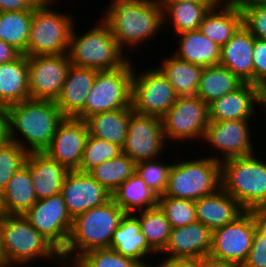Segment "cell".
Instances as JSON below:
<instances>
[{
	"label": "cell",
	"instance_id": "obj_1",
	"mask_svg": "<svg viewBox=\"0 0 266 267\" xmlns=\"http://www.w3.org/2000/svg\"><path fill=\"white\" fill-rule=\"evenodd\" d=\"M101 19L109 26L125 52L137 48L163 33V8L160 0H109ZM137 46V47H136Z\"/></svg>",
	"mask_w": 266,
	"mask_h": 267
},
{
	"label": "cell",
	"instance_id": "obj_2",
	"mask_svg": "<svg viewBox=\"0 0 266 267\" xmlns=\"http://www.w3.org/2000/svg\"><path fill=\"white\" fill-rule=\"evenodd\" d=\"M7 113L9 140L27 153L44 152L65 118L55 101L50 100L28 99L8 106Z\"/></svg>",
	"mask_w": 266,
	"mask_h": 267
},
{
	"label": "cell",
	"instance_id": "obj_3",
	"mask_svg": "<svg viewBox=\"0 0 266 267\" xmlns=\"http://www.w3.org/2000/svg\"><path fill=\"white\" fill-rule=\"evenodd\" d=\"M124 215L123 209L111 198L103 205L75 216L67 244L61 252L62 267L69 263L71 266L88 251L110 248L113 233Z\"/></svg>",
	"mask_w": 266,
	"mask_h": 267
},
{
	"label": "cell",
	"instance_id": "obj_4",
	"mask_svg": "<svg viewBox=\"0 0 266 267\" xmlns=\"http://www.w3.org/2000/svg\"><path fill=\"white\" fill-rule=\"evenodd\" d=\"M75 28L67 51L71 65L102 71L124 66L131 59L130 56H124L125 52L101 18L81 35Z\"/></svg>",
	"mask_w": 266,
	"mask_h": 267
},
{
	"label": "cell",
	"instance_id": "obj_5",
	"mask_svg": "<svg viewBox=\"0 0 266 267\" xmlns=\"http://www.w3.org/2000/svg\"><path fill=\"white\" fill-rule=\"evenodd\" d=\"M2 246L5 260L15 267L31 266V262L39 258L63 264L61 252L23 214L2 217Z\"/></svg>",
	"mask_w": 266,
	"mask_h": 267
},
{
	"label": "cell",
	"instance_id": "obj_6",
	"mask_svg": "<svg viewBox=\"0 0 266 267\" xmlns=\"http://www.w3.org/2000/svg\"><path fill=\"white\" fill-rule=\"evenodd\" d=\"M221 187L245 210L266 206V161L255 153L224 160Z\"/></svg>",
	"mask_w": 266,
	"mask_h": 267
},
{
	"label": "cell",
	"instance_id": "obj_7",
	"mask_svg": "<svg viewBox=\"0 0 266 267\" xmlns=\"http://www.w3.org/2000/svg\"><path fill=\"white\" fill-rule=\"evenodd\" d=\"M196 159L172 164L164 196L195 201L221 187V162L209 156Z\"/></svg>",
	"mask_w": 266,
	"mask_h": 267
},
{
	"label": "cell",
	"instance_id": "obj_8",
	"mask_svg": "<svg viewBox=\"0 0 266 267\" xmlns=\"http://www.w3.org/2000/svg\"><path fill=\"white\" fill-rule=\"evenodd\" d=\"M133 67L130 59L119 68L97 71L85 106L74 118L86 120L97 113L131 106Z\"/></svg>",
	"mask_w": 266,
	"mask_h": 267
},
{
	"label": "cell",
	"instance_id": "obj_9",
	"mask_svg": "<svg viewBox=\"0 0 266 267\" xmlns=\"http://www.w3.org/2000/svg\"><path fill=\"white\" fill-rule=\"evenodd\" d=\"M52 6H37L33 10L27 56L67 53L75 17L53 10ZM73 17V18H72Z\"/></svg>",
	"mask_w": 266,
	"mask_h": 267
},
{
	"label": "cell",
	"instance_id": "obj_10",
	"mask_svg": "<svg viewBox=\"0 0 266 267\" xmlns=\"http://www.w3.org/2000/svg\"><path fill=\"white\" fill-rule=\"evenodd\" d=\"M161 120L167 143L172 141L176 145L191 139L201 142L209 123L208 104L198 96H178Z\"/></svg>",
	"mask_w": 266,
	"mask_h": 267
},
{
	"label": "cell",
	"instance_id": "obj_11",
	"mask_svg": "<svg viewBox=\"0 0 266 267\" xmlns=\"http://www.w3.org/2000/svg\"><path fill=\"white\" fill-rule=\"evenodd\" d=\"M132 76L131 105L143 115L162 117L176 102L178 95L159 68L135 71Z\"/></svg>",
	"mask_w": 266,
	"mask_h": 267
},
{
	"label": "cell",
	"instance_id": "obj_12",
	"mask_svg": "<svg viewBox=\"0 0 266 267\" xmlns=\"http://www.w3.org/2000/svg\"><path fill=\"white\" fill-rule=\"evenodd\" d=\"M252 120H209L205 129L203 142L214 151H220V155H210L216 161L223 162L231 158H238L252 155L255 152L252 143V129L249 123ZM221 156V157H220Z\"/></svg>",
	"mask_w": 266,
	"mask_h": 267
},
{
	"label": "cell",
	"instance_id": "obj_13",
	"mask_svg": "<svg viewBox=\"0 0 266 267\" xmlns=\"http://www.w3.org/2000/svg\"><path fill=\"white\" fill-rule=\"evenodd\" d=\"M30 99L55 101L69 67L67 53L27 56Z\"/></svg>",
	"mask_w": 266,
	"mask_h": 267
},
{
	"label": "cell",
	"instance_id": "obj_14",
	"mask_svg": "<svg viewBox=\"0 0 266 267\" xmlns=\"http://www.w3.org/2000/svg\"><path fill=\"white\" fill-rule=\"evenodd\" d=\"M166 143L160 117L131 113L122 152L132 161L158 159L168 147Z\"/></svg>",
	"mask_w": 266,
	"mask_h": 267
},
{
	"label": "cell",
	"instance_id": "obj_15",
	"mask_svg": "<svg viewBox=\"0 0 266 267\" xmlns=\"http://www.w3.org/2000/svg\"><path fill=\"white\" fill-rule=\"evenodd\" d=\"M23 215L60 252L65 249L72 218L61 193L37 200Z\"/></svg>",
	"mask_w": 266,
	"mask_h": 267
},
{
	"label": "cell",
	"instance_id": "obj_16",
	"mask_svg": "<svg viewBox=\"0 0 266 267\" xmlns=\"http://www.w3.org/2000/svg\"><path fill=\"white\" fill-rule=\"evenodd\" d=\"M255 225L245 210L233 222L213 230L210 256L241 267L250 252Z\"/></svg>",
	"mask_w": 266,
	"mask_h": 267
},
{
	"label": "cell",
	"instance_id": "obj_17",
	"mask_svg": "<svg viewBox=\"0 0 266 267\" xmlns=\"http://www.w3.org/2000/svg\"><path fill=\"white\" fill-rule=\"evenodd\" d=\"M88 135L85 120L65 117L44 152L68 170H78Z\"/></svg>",
	"mask_w": 266,
	"mask_h": 267
},
{
	"label": "cell",
	"instance_id": "obj_18",
	"mask_svg": "<svg viewBox=\"0 0 266 267\" xmlns=\"http://www.w3.org/2000/svg\"><path fill=\"white\" fill-rule=\"evenodd\" d=\"M71 218L98 207L112 198L111 193L88 172L69 170L61 188Z\"/></svg>",
	"mask_w": 266,
	"mask_h": 267
},
{
	"label": "cell",
	"instance_id": "obj_19",
	"mask_svg": "<svg viewBox=\"0 0 266 267\" xmlns=\"http://www.w3.org/2000/svg\"><path fill=\"white\" fill-rule=\"evenodd\" d=\"M213 231L201 222L171 229L168 242L160 255L168 258H201L212 248Z\"/></svg>",
	"mask_w": 266,
	"mask_h": 267
},
{
	"label": "cell",
	"instance_id": "obj_20",
	"mask_svg": "<svg viewBox=\"0 0 266 267\" xmlns=\"http://www.w3.org/2000/svg\"><path fill=\"white\" fill-rule=\"evenodd\" d=\"M257 106V86L243 83L208 105L209 120H250L256 114Z\"/></svg>",
	"mask_w": 266,
	"mask_h": 267
},
{
	"label": "cell",
	"instance_id": "obj_21",
	"mask_svg": "<svg viewBox=\"0 0 266 267\" xmlns=\"http://www.w3.org/2000/svg\"><path fill=\"white\" fill-rule=\"evenodd\" d=\"M255 38L242 25L221 47L219 65L228 68L243 83L253 84V46Z\"/></svg>",
	"mask_w": 266,
	"mask_h": 267
},
{
	"label": "cell",
	"instance_id": "obj_22",
	"mask_svg": "<svg viewBox=\"0 0 266 267\" xmlns=\"http://www.w3.org/2000/svg\"><path fill=\"white\" fill-rule=\"evenodd\" d=\"M25 164L32 175L37 200L61 193L62 184L69 170L50 158L45 152L28 153Z\"/></svg>",
	"mask_w": 266,
	"mask_h": 267
},
{
	"label": "cell",
	"instance_id": "obj_23",
	"mask_svg": "<svg viewBox=\"0 0 266 267\" xmlns=\"http://www.w3.org/2000/svg\"><path fill=\"white\" fill-rule=\"evenodd\" d=\"M96 74L95 69L74 65L69 67L61 92L55 100L65 117H75L84 108Z\"/></svg>",
	"mask_w": 266,
	"mask_h": 267
},
{
	"label": "cell",
	"instance_id": "obj_24",
	"mask_svg": "<svg viewBox=\"0 0 266 267\" xmlns=\"http://www.w3.org/2000/svg\"><path fill=\"white\" fill-rule=\"evenodd\" d=\"M197 221L212 231L233 222L245 209L222 187L214 193L196 199Z\"/></svg>",
	"mask_w": 266,
	"mask_h": 267
},
{
	"label": "cell",
	"instance_id": "obj_25",
	"mask_svg": "<svg viewBox=\"0 0 266 267\" xmlns=\"http://www.w3.org/2000/svg\"><path fill=\"white\" fill-rule=\"evenodd\" d=\"M110 248L137 261L142 267H151L146 262L147 257L157 256L145 240L138 218L132 213H125L120 224L113 233ZM146 262V263H145Z\"/></svg>",
	"mask_w": 266,
	"mask_h": 267
},
{
	"label": "cell",
	"instance_id": "obj_26",
	"mask_svg": "<svg viewBox=\"0 0 266 267\" xmlns=\"http://www.w3.org/2000/svg\"><path fill=\"white\" fill-rule=\"evenodd\" d=\"M243 25V14L238 3H225L210 9L204 16L199 31L222 47Z\"/></svg>",
	"mask_w": 266,
	"mask_h": 267
},
{
	"label": "cell",
	"instance_id": "obj_27",
	"mask_svg": "<svg viewBox=\"0 0 266 267\" xmlns=\"http://www.w3.org/2000/svg\"><path fill=\"white\" fill-rule=\"evenodd\" d=\"M28 61L21 54L14 61L0 65V106L8 107L30 99Z\"/></svg>",
	"mask_w": 266,
	"mask_h": 267
},
{
	"label": "cell",
	"instance_id": "obj_28",
	"mask_svg": "<svg viewBox=\"0 0 266 267\" xmlns=\"http://www.w3.org/2000/svg\"><path fill=\"white\" fill-rule=\"evenodd\" d=\"M179 37L177 51H172L178 59L198 64L203 67L216 66L220 63L221 47L210 41L199 30L185 31Z\"/></svg>",
	"mask_w": 266,
	"mask_h": 267
},
{
	"label": "cell",
	"instance_id": "obj_29",
	"mask_svg": "<svg viewBox=\"0 0 266 267\" xmlns=\"http://www.w3.org/2000/svg\"><path fill=\"white\" fill-rule=\"evenodd\" d=\"M132 112L133 108L131 105L89 116L85 120L89 134L95 138L118 145L122 149L127 137Z\"/></svg>",
	"mask_w": 266,
	"mask_h": 267
},
{
	"label": "cell",
	"instance_id": "obj_30",
	"mask_svg": "<svg viewBox=\"0 0 266 267\" xmlns=\"http://www.w3.org/2000/svg\"><path fill=\"white\" fill-rule=\"evenodd\" d=\"M160 2L163 8V32L166 34L165 36L168 35V32L172 33L173 30L175 35L185 31L199 30L204 16L209 11L206 6L190 0H160ZM169 23L173 28L170 26L169 29ZM166 29H169L168 32Z\"/></svg>",
	"mask_w": 266,
	"mask_h": 267
},
{
	"label": "cell",
	"instance_id": "obj_31",
	"mask_svg": "<svg viewBox=\"0 0 266 267\" xmlns=\"http://www.w3.org/2000/svg\"><path fill=\"white\" fill-rule=\"evenodd\" d=\"M1 195L5 214H24L37 202L32 175L26 164L8 180Z\"/></svg>",
	"mask_w": 266,
	"mask_h": 267
},
{
	"label": "cell",
	"instance_id": "obj_32",
	"mask_svg": "<svg viewBox=\"0 0 266 267\" xmlns=\"http://www.w3.org/2000/svg\"><path fill=\"white\" fill-rule=\"evenodd\" d=\"M158 68L167 77L178 96H196L203 66L178 59L175 55L162 59Z\"/></svg>",
	"mask_w": 266,
	"mask_h": 267
},
{
	"label": "cell",
	"instance_id": "obj_33",
	"mask_svg": "<svg viewBox=\"0 0 266 267\" xmlns=\"http://www.w3.org/2000/svg\"><path fill=\"white\" fill-rule=\"evenodd\" d=\"M112 199L125 213H135L158 206V195L135 172L112 194Z\"/></svg>",
	"mask_w": 266,
	"mask_h": 267
},
{
	"label": "cell",
	"instance_id": "obj_34",
	"mask_svg": "<svg viewBox=\"0 0 266 267\" xmlns=\"http://www.w3.org/2000/svg\"><path fill=\"white\" fill-rule=\"evenodd\" d=\"M243 82L221 65L204 67L196 96L208 105L239 88Z\"/></svg>",
	"mask_w": 266,
	"mask_h": 267
},
{
	"label": "cell",
	"instance_id": "obj_35",
	"mask_svg": "<svg viewBox=\"0 0 266 267\" xmlns=\"http://www.w3.org/2000/svg\"><path fill=\"white\" fill-rule=\"evenodd\" d=\"M140 223V230L149 247L160 254L169 239L171 225L159 206L133 213Z\"/></svg>",
	"mask_w": 266,
	"mask_h": 267
},
{
	"label": "cell",
	"instance_id": "obj_36",
	"mask_svg": "<svg viewBox=\"0 0 266 267\" xmlns=\"http://www.w3.org/2000/svg\"><path fill=\"white\" fill-rule=\"evenodd\" d=\"M136 172V163L125 153L100 163L88 173L111 194Z\"/></svg>",
	"mask_w": 266,
	"mask_h": 267
},
{
	"label": "cell",
	"instance_id": "obj_37",
	"mask_svg": "<svg viewBox=\"0 0 266 267\" xmlns=\"http://www.w3.org/2000/svg\"><path fill=\"white\" fill-rule=\"evenodd\" d=\"M33 11L0 12V40L27 56Z\"/></svg>",
	"mask_w": 266,
	"mask_h": 267
},
{
	"label": "cell",
	"instance_id": "obj_38",
	"mask_svg": "<svg viewBox=\"0 0 266 267\" xmlns=\"http://www.w3.org/2000/svg\"><path fill=\"white\" fill-rule=\"evenodd\" d=\"M158 206L164 212L171 228L183 227L197 221L193 200L161 195L158 197Z\"/></svg>",
	"mask_w": 266,
	"mask_h": 267
},
{
	"label": "cell",
	"instance_id": "obj_39",
	"mask_svg": "<svg viewBox=\"0 0 266 267\" xmlns=\"http://www.w3.org/2000/svg\"><path fill=\"white\" fill-rule=\"evenodd\" d=\"M122 149L115 144L88 135L78 171L89 172L104 161L114 159Z\"/></svg>",
	"mask_w": 266,
	"mask_h": 267
},
{
	"label": "cell",
	"instance_id": "obj_40",
	"mask_svg": "<svg viewBox=\"0 0 266 267\" xmlns=\"http://www.w3.org/2000/svg\"><path fill=\"white\" fill-rule=\"evenodd\" d=\"M70 267H142L111 248L94 249L82 254Z\"/></svg>",
	"mask_w": 266,
	"mask_h": 267
},
{
	"label": "cell",
	"instance_id": "obj_41",
	"mask_svg": "<svg viewBox=\"0 0 266 267\" xmlns=\"http://www.w3.org/2000/svg\"><path fill=\"white\" fill-rule=\"evenodd\" d=\"M160 158L136 163V173L158 196L166 191L169 172L173 164V162H164Z\"/></svg>",
	"mask_w": 266,
	"mask_h": 267
},
{
	"label": "cell",
	"instance_id": "obj_42",
	"mask_svg": "<svg viewBox=\"0 0 266 267\" xmlns=\"http://www.w3.org/2000/svg\"><path fill=\"white\" fill-rule=\"evenodd\" d=\"M27 154L19 144L11 140L0 146V191L14 173L25 165Z\"/></svg>",
	"mask_w": 266,
	"mask_h": 267
},
{
	"label": "cell",
	"instance_id": "obj_43",
	"mask_svg": "<svg viewBox=\"0 0 266 267\" xmlns=\"http://www.w3.org/2000/svg\"><path fill=\"white\" fill-rule=\"evenodd\" d=\"M243 26L254 38L266 40V5H240Z\"/></svg>",
	"mask_w": 266,
	"mask_h": 267
},
{
	"label": "cell",
	"instance_id": "obj_44",
	"mask_svg": "<svg viewBox=\"0 0 266 267\" xmlns=\"http://www.w3.org/2000/svg\"><path fill=\"white\" fill-rule=\"evenodd\" d=\"M241 267H266V232L257 231L247 259Z\"/></svg>",
	"mask_w": 266,
	"mask_h": 267
},
{
	"label": "cell",
	"instance_id": "obj_45",
	"mask_svg": "<svg viewBox=\"0 0 266 267\" xmlns=\"http://www.w3.org/2000/svg\"><path fill=\"white\" fill-rule=\"evenodd\" d=\"M266 82V40L255 38L253 46V84Z\"/></svg>",
	"mask_w": 266,
	"mask_h": 267
},
{
	"label": "cell",
	"instance_id": "obj_46",
	"mask_svg": "<svg viewBox=\"0 0 266 267\" xmlns=\"http://www.w3.org/2000/svg\"><path fill=\"white\" fill-rule=\"evenodd\" d=\"M34 0H0V12L33 11Z\"/></svg>",
	"mask_w": 266,
	"mask_h": 267
},
{
	"label": "cell",
	"instance_id": "obj_47",
	"mask_svg": "<svg viewBox=\"0 0 266 267\" xmlns=\"http://www.w3.org/2000/svg\"><path fill=\"white\" fill-rule=\"evenodd\" d=\"M157 266L151 267H200V258H168L163 256Z\"/></svg>",
	"mask_w": 266,
	"mask_h": 267
},
{
	"label": "cell",
	"instance_id": "obj_48",
	"mask_svg": "<svg viewBox=\"0 0 266 267\" xmlns=\"http://www.w3.org/2000/svg\"><path fill=\"white\" fill-rule=\"evenodd\" d=\"M247 211L253 219L255 229L266 232V206L252 207Z\"/></svg>",
	"mask_w": 266,
	"mask_h": 267
},
{
	"label": "cell",
	"instance_id": "obj_49",
	"mask_svg": "<svg viewBox=\"0 0 266 267\" xmlns=\"http://www.w3.org/2000/svg\"><path fill=\"white\" fill-rule=\"evenodd\" d=\"M22 53L13 45L0 40V65L9 61H14Z\"/></svg>",
	"mask_w": 266,
	"mask_h": 267
},
{
	"label": "cell",
	"instance_id": "obj_50",
	"mask_svg": "<svg viewBox=\"0 0 266 267\" xmlns=\"http://www.w3.org/2000/svg\"><path fill=\"white\" fill-rule=\"evenodd\" d=\"M9 140L7 108L0 106V146Z\"/></svg>",
	"mask_w": 266,
	"mask_h": 267
},
{
	"label": "cell",
	"instance_id": "obj_51",
	"mask_svg": "<svg viewBox=\"0 0 266 267\" xmlns=\"http://www.w3.org/2000/svg\"><path fill=\"white\" fill-rule=\"evenodd\" d=\"M200 267H239V266L207 255L200 258Z\"/></svg>",
	"mask_w": 266,
	"mask_h": 267
},
{
	"label": "cell",
	"instance_id": "obj_52",
	"mask_svg": "<svg viewBox=\"0 0 266 267\" xmlns=\"http://www.w3.org/2000/svg\"><path fill=\"white\" fill-rule=\"evenodd\" d=\"M257 104H259L260 108L266 110V82L257 85ZM266 112V111H264Z\"/></svg>",
	"mask_w": 266,
	"mask_h": 267
},
{
	"label": "cell",
	"instance_id": "obj_53",
	"mask_svg": "<svg viewBox=\"0 0 266 267\" xmlns=\"http://www.w3.org/2000/svg\"><path fill=\"white\" fill-rule=\"evenodd\" d=\"M177 1H186V0H177ZM190 1L200 3L206 6L209 10L220 7L221 5H224L226 3L224 0H190Z\"/></svg>",
	"mask_w": 266,
	"mask_h": 267
},
{
	"label": "cell",
	"instance_id": "obj_54",
	"mask_svg": "<svg viewBox=\"0 0 266 267\" xmlns=\"http://www.w3.org/2000/svg\"><path fill=\"white\" fill-rule=\"evenodd\" d=\"M239 5H266V0H242Z\"/></svg>",
	"mask_w": 266,
	"mask_h": 267
},
{
	"label": "cell",
	"instance_id": "obj_55",
	"mask_svg": "<svg viewBox=\"0 0 266 267\" xmlns=\"http://www.w3.org/2000/svg\"><path fill=\"white\" fill-rule=\"evenodd\" d=\"M56 1L57 0H34L37 6H54L55 3H57Z\"/></svg>",
	"mask_w": 266,
	"mask_h": 267
},
{
	"label": "cell",
	"instance_id": "obj_56",
	"mask_svg": "<svg viewBox=\"0 0 266 267\" xmlns=\"http://www.w3.org/2000/svg\"><path fill=\"white\" fill-rule=\"evenodd\" d=\"M5 259L2 246V217H0V260Z\"/></svg>",
	"mask_w": 266,
	"mask_h": 267
},
{
	"label": "cell",
	"instance_id": "obj_57",
	"mask_svg": "<svg viewBox=\"0 0 266 267\" xmlns=\"http://www.w3.org/2000/svg\"><path fill=\"white\" fill-rule=\"evenodd\" d=\"M0 267H14V265L7 262L5 259H2V260H0Z\"/></svg>",
	"mask_w": 266,
	"mask_h": 267
},
{
	"label": "cell",
	"instance_id": "obj_58",
	"mask_svg": "<svg viewBox=\"0 0 266 267\" xmlns=\"http://www.w3.org/2000/svg\"><path fill=\"white\" fill-rule=\"evenodd\" d=\"M5 215V211L3 208V204H2V195H1V191H0V217H3Z\"/></svg>",
	"mask_w": 266,
	"mask_h": 267
},
{
	"label": "cell",
	"instance_id": "obj_59",
	"mask_svg": "<svg viewBox=\"0 0 266 267\" xmlns=\"http://www.w3.org/2000/svg\"><path fill=\"white\" fill-rule=\"evenodd\" d=\"M226 3H239L242 0H224Z\"/></svg>",
	"mask_w": 266,
	"mask_h": 267
}]
</instances>
